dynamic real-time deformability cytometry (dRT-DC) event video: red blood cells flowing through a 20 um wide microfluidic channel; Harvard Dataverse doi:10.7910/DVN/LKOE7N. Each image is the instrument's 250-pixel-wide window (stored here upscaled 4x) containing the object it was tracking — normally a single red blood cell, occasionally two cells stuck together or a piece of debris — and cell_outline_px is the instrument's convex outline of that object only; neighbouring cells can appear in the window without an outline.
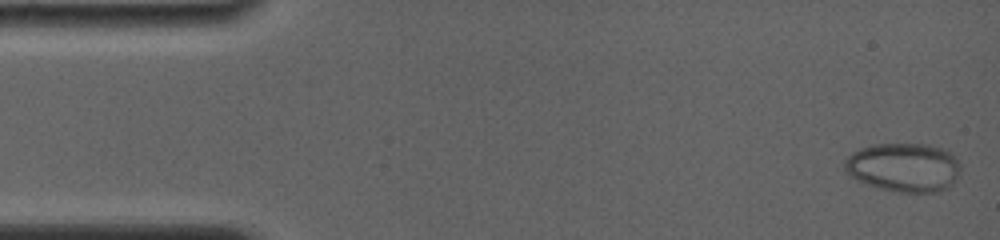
{"species": "common noctule bat (a hibernating species)", "species_latin": "Nyctalus noctula", "temperature_condition": "room temperature", "stored_images_in_passage": 65, "camera_frame_rate_fps": 4000, "um_per_image_px": 0.085, "animal": {"sex": "female", "body_mass_g": 19.0, "forearm_length_mm": 56.7}, "frame": {"image": 1, "passage_image": 1, "time_ms": 0.0, "image_size_px": [1000, 240], "cell_outline_px": [[960, 176], [948, 188], [936, 192], [900, 192], [880, 188], [868, 184], [844, 172], [844, 160], [852, 152], [860, 148], [876, 144], [928, 144], [944, 148], [956, 156], [960, 164]], "centroid_in_image_um": [76.86, 14.21], "position_along_channel_um": 8.1, "area_um2": 33.29}}
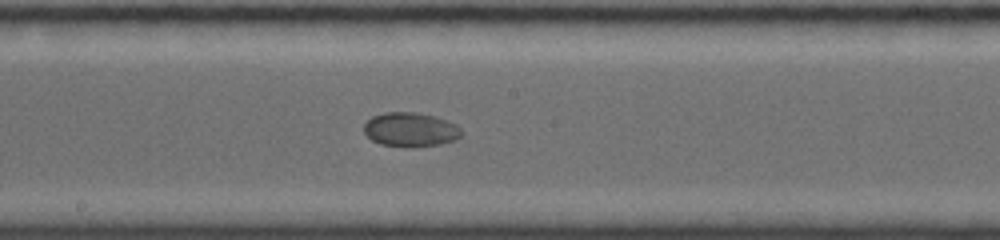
{"frame": {"image": 2, "passage_image": 34, "time_ms": 8.75, "image_size_px": [1000, 240], "cell_outline_px": [[460, 136], [456, 140], [440, 144], [380, 144], [372, 140], [364, 132], [364, 124], [372, 116], [384, 112], [416, 112], [436, 116], [448, 120], [456, 124], [460, 128]], "centroid_in_image_um": [34.89, 10.95], "position_along_channel_um": 213.3, "area_um2": 18.79}}
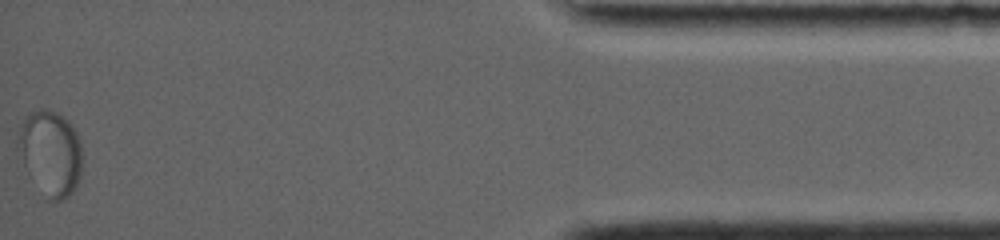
{"frame": {"image": 3, "passage_image": 65, "time_ms": 16.5, "image_size_px": [1000, 240], "cell_outline_px": [[80, 176], [72, 192], [64, 200], [48, 200], [24, 164], [16, 148], [16, 140], [20, 128], [28, 112], [40, 108], [44, 108], [56, 112], [68, 120], [72, 124], [80, 140]], "centroid_in_image_um": [4.28, 12.95], "position_along_channel_um": 430.9, "area_um2": 31.44}}